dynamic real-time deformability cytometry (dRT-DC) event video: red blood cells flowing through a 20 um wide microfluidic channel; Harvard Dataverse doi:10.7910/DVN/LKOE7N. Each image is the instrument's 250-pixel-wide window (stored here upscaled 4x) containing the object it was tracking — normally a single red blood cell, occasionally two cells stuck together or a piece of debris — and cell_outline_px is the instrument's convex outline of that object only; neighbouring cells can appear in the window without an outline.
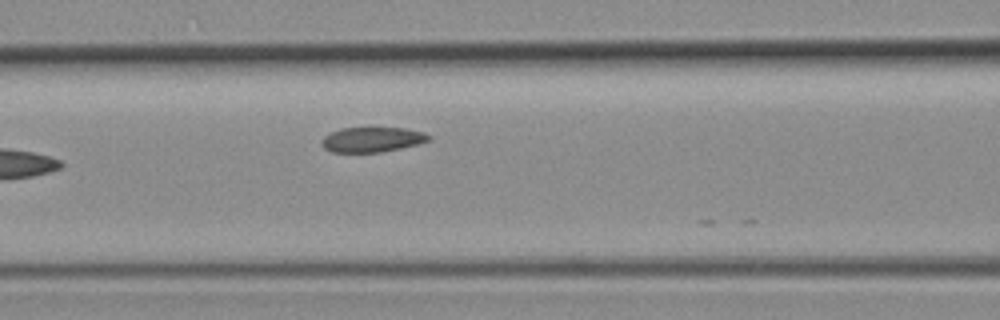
{"species": "common noctule bat (a hibernating species)", "species_latin": "Nyctalus noctula", "temperature_condition": "room temperature", "stored_images_in_passage": 5, "camera_frame_rate_fps": 3000, "um_per_image_px": 0.085, "animal": {"sex": "female", "body_mass_g": 19.3, "forearm_length_mm": 54.1}, "frame": {"image": 1, "passage_image": 5, "time_ms": 4.667, "image_size_px": [1000, 320], "cell_outline_px": [[432, 136], [428, 140], [420, 144], [380, 152], [332, 152], [324, 148], [320, 144], [320, 140], [328, 132], [340, 128], [404, 128], [424, 132]], "centroid_in_image_um": [31.59, 11.86], "position_along_channel_um": 135.0, "area_um2": 15.72}}